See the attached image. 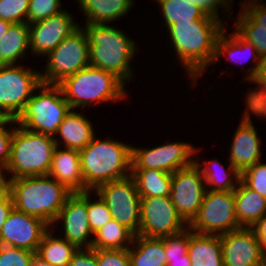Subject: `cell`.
<instances>
[{
  "mask_svg": "<svg viewBox=\"0 0 266 266\" xmlns=\"http://www.w3.org/2000/svg\"><path fill=\"white\" fill-rule=\"evenodd\" d=\"M189 228L193 232L209 235H222L241 228L235 213L234 191L207 190Z\"/></svg>",
  "mask_w": 266,
  "mask_h": 266,
  "instance_id": "30bf717a",
  "label": "cell"
},
{
  "mask_svg": "<svg viewBox=\"0 0 266 266\" xmlns=\"http://www.w3.org/2000/svg\"><path fill=\"white\" fill-rule=\"evenodd\" d=\"M85 114L72 110L65 116L54 137L57 146L82 150L96 136L94 123ZM59 136V137H58Z\"/></svg>",
  "mask_w": 266,
  "mask_h": 266,
  "instance_id": "44dd1931",
  "label": "cell"
},
{
  "mask_svg": "<svg viewBox=\"0 0 266 266\" xmlns=\"http://www.w3.org/2000/svg\"><path fill=\"white\" fill-rule=\"evenodd\" d=\"M226 25L222 19H197L193 22H175L167 27L170 47L192 86L195 87L201 74L204 75L213 65L216 43Z\"/></svg>",
  "mask_w": 266,
  "mask_h": 266,
  "instance_id": "6da1fadb",
  "label": "cell"
},
{
  "mask_svg": "<svg viewBox=\"0 0 266 266\" xmlns=\"http://www.w3.org/2000/svg\"><path fill=\"white\" fill-rule=\"evenodd\" d=\"M219 236L224 266L266 265V253L252 228L241 227Z\"/></svg>",
  "mask_w": 266,
  "mask_h": 266,
  "instance_id": "e0dca14e",
  "label": "cell"
},
{
  "mask_svg": "<svg viewBox=\"0 0 266 266\" xmlns=\"http://www.w3.org/2000/svg\"><path fill=\"white\" fill-rule=\"evenodd\" d=\"M234 197L240 227L251 228L266 214V198L248 188L241 180L234 190Z\"/></svg>",
  "mask_w": 266,
  "mask_h": 266,
  "instance_id": "4316f807",
  "label": "cell"
},
{
  "mask_svg": "<svg viewBox=\"0 0 266 266\" xmlns=\"http://www.w3.org/2000/svg\"><path fill=\"white\" fill-rule=\"evenodd\" d=\"M240 8L257 24L266 29V5L254 0H240Z\"/></svg>",
  "mask_w": 266,
  "mask_h": 266,
  "instance_id": "ee69618b",
  "label": "cell"
},
{
  "mask_svg": "<svg viewBox=\"0 0 266 266\" xmlns=\"http://www.w3.org/2000/svg\"><path fill=\"white\" fill-rule=\"evenodd\" d=\"M13 208V200L9 189L0 193V232L2 226Z\"/></svg>",
  "mask_w": 266,
  "mask_h": 266,
  "instance_id": "bcb514c9",
  "label": "cell"
},
{
  "mask_svg": "<svg viewBox=\"0 0 266 266\" xmlns=\"http://www.w3.org/2000/svg\"><path fill=\"white\" fill-rule=\"evenodd\" d=\"M92 192L93 191L90 190L87 191V217L90 229L94 234L109 220L112 219V214L107 204L102 200L100 196H98V194L93 192L95 194V197L92 198ZM96 197L97 199H95Z\"/></svg>",
  "mask_w": 266,
  "mask_h": 266,
  "instance_id": "836d02e7",
  "label": "cell"
},
{
  "mask_svg": "<svg viewBox=\"0 0 266 266\" xmlns=\"http://www.w3.org/2000/svg\"><path fill=\"white\" fill-rule=\"evenodd\" d=\"M254 1H256V2H258V3H261V4H263V5H266V1H265V0H254Z\"/></svg>",
  "mask_w": 266,
  "mask_h": 266,
  "instance_id": "11a10c76",
  "label": "cell"
},
{
  "mask_svg": "<svg viewBox=\"0 0 266 266\" xmlns=\"http://www.w3.org/2000/svg\"><path fill=\"white\" fill-rule=\"evenodd\" d=\"M27 51L30 52L29 24H12L0 39V65L21 64L29 53Z\"/></svg>",
  "mask_w": 266,
  "mask_h": 266,
  "instance_id": "484cf974",
  "label": "cell"
},
{
  "mask_svg": "<svg viewBox=\"0 0 266 266\" xmlns=\"http://www.w3.org/2000/svg\"><path fill=\"white\" fill-rule=\"evenodd\" d=\"M45 60L41 80L48 84H59L66 77L90 65L89 44L81 25L66 37Z\"/></svg>",
  "mask_w": 266,
  "mask_h": 266,
  "instance_id": "ba28073f",
  "label": "cell"
},
{
  "mask_svg": "<svg viewBox=\"0 0 266 266\" xmlns=\"http://www.w3.org/2000/svg\"><path fill=\"white\" fill-rule=\"evenodd\" d=\"M140 206V236L161 238L189 227L178 214L170 196L140 197Z\"/></svg>",
  "mask_w": 266,
  "mask_h": 266,
  "instance_id": "4fadbf2b",
  "label": "cell"
},
{
  "mask_svg": "<svg viewBox=\"0 0 266 266\" xmlns=\"http://www.w3.org/2000/svg\"><path fill=\"white\" fill-rule=\"evenodd\" d=\"M54 137L15 125L10 158L6 166L8 179L48 175L54 151Z\"/></svg>",
  "mask_w": 266,
  "mask_h": 266,
  "instance_id": "8992f818",
  "label": "cell"
},
{
  "mask_svg": "<svg viewBox=\"0 0 266 266\" xmlns=\"http://www.w3.org/2000/svg\"><path fill=\"white\" fill-rule=\"evenodd\" d=\"M134 234L115 219L109 220L93 235V249H128Z\"/></svg>",
  "mask_w": 266,
  "mask_h": 266,
  "instance_id": "1f68e13d",
  "label": "cell"
},
{
  "mask_svg": "<svg viewBox=\"0 0 266 266\" xmlns=\"http://www.w3.org/2000/svg\"><path fill=\"white\" fill-rule=\"evenodd\" d=\"M15 120L10 119L4 126L0 127V165L6 168L11 151Z\"/></svg>",
  "mask_w": 266,
  "mask_h": 266,
  "instance_id": "7bdbcfd3",
  "label": "cell"
},
{
  "mask_svg": "<svg viewBox=\"0 0 266 266\" xmlns=\"http://www.w3.org/2000/svg\"><path fill=\"white\" fill-rule=\"evenodd\" d=\"M73 16L68 10L64 9L47 19L29 24L30 54L35 57L43 55L46 57L53 51L80 26Z\"/></svg>",
  "mask_w": 266,
  "mask_h": 266,
  "instance_id": "2e32d148",
  "label": "cell"
},
{
  "mask_svg": "<svg viewBox=\"0 0 266 266\" xmlns=\"http://www.w3.org/2000/svg\"><path fill=\"white\" fill-rule=\"evenodd\" d=\"M229 148L228 161L241 174L245 169L261 161L262 151L257 127L245 110L240 118Z\"/></svg>",
  "mask_w": 266,
  "mask_h": 266,
  "instance_id": "d6986e66",
  "label": "cell"
},
{
  "mask_svg": "<svg viewBox=\"0 0 266 266\" xmlns=\"http://www.w3.org/2000/svg\"><path fill=\"white\" fill-rule=\"evenodd\" d=\"M70 111L61 86L42 82L15 122L29 131L55 137L58 127Z\"/></svg>",
  "mask_w": 266,
  "mask_h": 266,
  "instance_id": "52a82bcc",
  "label": "cell"
},
{
  "mask_svg": "<svg viewBox=\"0 0 266 266\" xmlns=\"http://www.w3.org/2000/svg\"><path fill=\"white\" fill-rule=\"evenodd\" d=\"M29 266H51L47 262H45L40 256L36 253L33 255Z\"/></svg>",
  "mask_w": 266,
  "mask_h": 266,
  "instance_id": "f907efd6",
  "label": "cell"
},
{
  "mask_svg": "<svg viewBox=\"0 0 266 266\" xmlns=\"http://www.w3.org/2000/svg\"><path fill=\"white\" fill-rule=\"evenodd\" d=\"M233 22V29L246 41L250 42L263 60L266 58V29L257 25L241 8Z\"/></svg>",
  "mask_w": 266,
  "mask_h": 266,
  "instance_id": "d6a6232c",
  "label": "cell"
},
{
  "mask_svg": "<svg viewBox=\"0 0 266 266\" xmlns=\"http://www.w3.org/2000/svg\"><path fill=\"white\" fill-rule=\"evenodd\" d=\"M187 253L191 266H224L219 235L200 234L189 228Z\"/></svg>",
  "mask_w": 266,
  "mask_h": 266,
  "instance_id": "d4e9b609",
  "label": "cell"
},
{
  "mask_svg": "<svg viewBox=\"0 0 266 266\" xmlns=\"http://www.w3.org/2000/svg\"><path fill=\"white\" fill-rule=\"evenodd\" d=\"M140 197L170 196L172 173L158 169H131Z\"/></svg>",
  "mask_w": 266,
  "mask_h": 266,
  "instance_id": "f1b7e54d",
  "label": "cell"
},
{
  "mask_svg": "<svg viewBox=\"0 0 266 266\" xmlns=\"http://www.w3.org/2000/svg\"><path fill=\"white\" fill-rule=\"evenodd\" d=\"M81 27L88 39L90 65L114 74L125 85L129 84L136 73L131 65L138 50L135 39L110 24L86 23Z\"/></svg>",
  "mask_w": 266,
  "mask_h": 266,
  "instance_id": "7a4b0ae2",
  "label": "cell"
},
{
  "mask_svg": "<svg viewBox=\"0 0 266 266\" xmlns=\"http://www.w3.org/2000/svg\"><path fill=\"white\" fill-rule=\"evenodd\" d=\"M69 266H98L97 249L77 248L72 254Z\"/></svg>",
  "mask_w": 266,
  "mask_h": 266,
  "instance_id": "f6af8a7d",
  "label": "cell"
},
{
  "mask_svg": "<svg viewBox=\"0 0 266 266\" xmlns=\"http://www.w3.org/2000/svg\"><path fill=\"white\" fill-rule=\"evenodd\" d=\"M166 258L181 257L187 254L189 245V227L184 231L163 237Z\"/></svg>",
  "mask_w": 266,
  "mask_h": 266,
  "instance_id": "ab89813d",
  "label": "cell"
},
{
  "mask_svg": "<svg viewBox=\"0 0 266 266\" xmlns=\"http://www.w3.org/2000/svg\"><path fill=\"white\" fill-rule=\"evenodd\" d=\"M253 81H266V58L262 61L259 75Z\"/></svg>",
  "mask_w": 266,
  "mask_h": 266,
  "instance_id": "816d5d0a",
  "label": "cell"
},
{
  "mask_svg": "<svg viewBox=\"0 0 266 266\" xmlns=\"http://www.w3.org/2000/svg\"><path fill=\"white\" fill-rule=\"evenodd\" d=\"M51 227L43 220L18 211H10L0 232V245L37 252L43 235Z\"/></svg>",
  "mask_w": 266,
  "mask_h": 266,
  "instance_id": "ac0fdd59",
  "label": "cell"
},
{
  "mask_svg": "<svg viewBox=\"0 0 266 266\" xmlns=\"http://www.w3.org/2000/svg\"><path fill=\"white\" fill-rule=\"evenodd\" d=\"M166 266H191L188 253L181 255V257L167 258Z\"/></svg>",
  "mask_w": 266,
  "mask_h": 266,
  "instance_id": "c3c4849f",
  "label": "cell"
},
{
  "mask_svg": "<svg viewBox=\"0 0 266 266\" xmlns=\"http://www.w3.org/2000/svg\"><path fill=\"white\" fill-rule=\"evenodd\" d=\"M11 25L12 23L0 19V39L6 34Z\"/></svg>",
  "mask_w": 266,
  "mask_h": 266,
  "instance_id": "f5cc1de1",
  "label": "cell"
},
{
  "mask_svg": "<svg viewBox=\"0 0 266 266\" xmlns=\"http://www.w3.org/2000/svg\"><path fill=\"white\" fill-rule=\"evenodd\" d=\"M240 180L248 188L266 198V163L262 160L245 169Z\"/></svg>",
  "mask_w": 266,
  "mask_h": 266,
  "instance_id": "74e56055",
  "label": "cell"
},
{
  "mask_svg": "<svg viewBox=\"0 0 266 266\" xmlns=\"http://www.w3.org/2000/svg\"><path fill=\"white\" fill-rule=\"evenodd\" d=\"M194 144L168 141L152 148L132 145V169H158L174 173L195 163Z\"/></svg>",
  "mask_w": 266,
  "mask_h": 266,
  "instance_id": "7c38bea8",
  "label": "cell"
},
{
  "mask_svg": "<svg viewBox=\"0 0 266 266\" xmlns=\"http://www.w3.org/2000/svg\"><path fill=\"white\" fill-rule=\"evenodd\" d=\"M5 173L6 169L0 165V193L8 189V176Z\"/></svg>",
  "mask_w": 266,
  "mask_h": 266,
  "instance_id": "681fc988",
  "label": "cell"
},
{
  "mask_svg": "<svg viewBox=\"0 0 266 266\" xmlns=\"http://www.w3.org/2000/svg\"><path fill=\"white\" fill-rule=\"evenodd\" d=\"M48 176L56 179L72 193L84 192L80 152L56 146Z\"/></svg>",
  "mask_w": 266,
  "mask_h": 266,
  "instance_id": "7402d4cb",
  "label": "cell"
},
{
  "mask_svg": "<svg viewBox=\"0 0 266 266\" xmlns=\"http://www.w3.org/2000/svg\"><path fill=\"white\" fill-rule=\"evenodd\" d=\"M256 85L254 89L249 88L245 93L244 109L251 116L258 117L259 119H266V81H252L251 84ZM266 121V120H265Z\"/></svg>",
  "mask_w": 266,
  "mask_h": 266,
  "instance_id": "e575fe53",
  "label": "cell"
},
{
  "mask_svg": "<svg viewBox=\"0 0 266 266\" xmlns=\"http://www.w3.org/2000/svg\"><path fill=\"white\" fill-rule=\"evenodd\" d=\"M80 152L84 192L131 175L132 144L111 137L93 140Z\"/></svg>",
  "mask_w": 266,
  "mask_h": 266,
  "instance_id": "3957f363",
  "label": "cell"
},
{
  "mask_svg": "<svg viewBox=\"0 0 266 266\" xmlns=\"http://www.w3.org/2000/svg\"><path fill=\"white\" fill-rule=\"evenodd\" d=\"M130 266H166L167 258L163 237L134 235L128 248Z\"/></svg>",
  "mask_w": 266,
  "mask_h": 266,
  "instance_id": "83f0119b",
  "label": "cell"
},
{
  "mask_svg": "<svg viewBox=\"0 0 266 266\" xmlns=\"http://www.w3.org/2000/svg\"><path fill=\"white\" fill-rule=\"evenodd\" d=\"M8 189L15 209L43 220L50 227L72 193L48 175L8 179Z\"/></svg>",
  "mask_w": 266,
  "mask_h": 266,
  "instance_id": "277c9868",
  "label": "cell"
},
{
  "mask_svg": "<svg viewBox=\"0 0 266 266\" xmlns=\"http://www.w3.org/2000/svg\"><path fill=\"white\" fill-rule=\"evenodd\" d=\"M94 192L107 204L112 218L138 235L140 228V195L134 178L114 180L97 187Z\"/></svg>",
  "mask_w": 266,
  "mask_h": 266,
  "instance_id": "8fae6325",
  "label": "cell"
},
{
  "mask_svg": "<svg viewBox=\"0 0 266 266\" xmlns=\"http://www.w3.org/2000/svg\"><path fill=\"white\" fill-rule=\"evenodd\" d=\"M42 83L39 70L24 65H0V110L12 120Z\"/></svg>",
  "mask_w": 266,
  "mask_h": 266,
  "instance_id": "9c48e42d",
  "label": "cell"
},
{
  "mask_svg": "<svg viewBox=\"0 0 266 266\" xmlns=\"http://www.w3.org/2000/svg\"><path fill=\"white\" fill-rule=\"evenodd\" d=\"M35 253L14 246L0 245V266H29Z\"/></svg>",
  "mask_w": 266,
  "mask_h": 266,
  "instance_id": "f35d334b",
  "label": "cell"
},
{
  "mask_svg": "<svg viewBox=\"0 0 266 266\" xmlns=\"http://www.w3.org/2000/svg\"><path fill=\"white\" fill-rule=\"evenodd\" d=\"M76 249L74 244L56 236L53 228H50L43 235L36 254L51 266H69L72 254Z\"/></svg>",
  "mask_w": 266,
  "mask_h": 266,
  "instance_id": "f546056e",
  "label": "cell"
},
{
  "mask_svg": "<svg viewBox=\"0 0 266 266\" xmlns=\"http://www.w3.org/2000/svg\"><path fill=\"white\" fill-rule=\"evenodd\" d=\"M251 228L254 230L263 251L266 253V214L263 215Z\"/></svg>",
  "mask_w": 266,
  "mask_h": 266,
  "instance_id": "7dc6e473",
  "label": "cell"
},
{
  "mask_svg": "<svg viewBox=\"0 0 266 266\" xmlns=\"http://www.w3.org/2000/svg\"><path fill=\"white\" fill-rule=\"evenodd\" d=\"M197 147L195 148V165L201 170L205 186L210 191H234L241 179V174L230 163L227 168L218 159L204 160L201 163ZM197 156V157H196ZM198 159V160H197Z\"/></svg>",
  "mask_w": 266,
  "mask_h": 266,
  "instance_id": "cb8c5ba5",
  "label": "cell"
},
{
  "mask_svg": "<svg viewBox=\"0 0 266 266\" xmlns=\"http://www.w3.org/2000/svg\"><path fill=\"white\" fill-rule=\"evenodd\" d=\"M81 13L86 17L85 23L113 24L134 6L135 0H76Z\"/></svg>",
  "mask_w": 266,
  "mask_h": 266,
  "instance_id": "603a6c76",
  "label": "cell"
},
{
  "mask_svg": "<svg viewBox=\"0 0 266 266\" xmlns=\"http://www.w3.org/2000/svg\"><path fill=\"white\" fill-rule=\"evenodd\" d=\"M190 3H195L206 14L220 18V14L225 16L222 19L227 23L232 14L233 0H188ZM219 8L221 10H219ZM220 11V14H219ZM226 17V18H225Z\"/></svg>",
  "mask_w": 266,
  "mask_h": 266,
  "instance_id": "60d3db41",
  "label": "cell"
},
{
  "mask_svg": "<svg viewBox=\"0 0 266 266\" xmlns=\"http://www.w3.org/2000/svg\"><path fill=\"white\" fill-rule=\"evenodd\" d=\"M60 0H29L27 23L31 24L47 19L54 14L61 12Z\"/></svg>",
  "mask_w": 266,
  "mask_h": 266,
  "instance_id": "8d00e7d4",
  "label": "cell"
},
{
  "mask_svg": "<svg viewBox=\"0 0 266 266\" xmlns=\"http://www.w3.org/2000/svg\"><path fill=\"white\" fill-rule=\"evenodd\" d=\"M206 191L201 170L195 164L172 173L170 197L188 225L197 216Z\"/></svg>",
  "mask_w": 266,
  "mask_h": 266,
  "instance_id": "5bb4252c",
  "label": "cell"
},
{
  "mask_svg": "<svg viewBox=\"0 0 266 266\" xmlns=\"http://www.w3.org/2000/svg\"><path fill=\"white\" fill-rule=\"evenodd\" d=\"M98 266H130L128 249H97Z\"/></svg>",
  "mask_w": 266,
  "mask_h": 266,
  "instance_id": "b9f144b4",
  "label": "cell"
},
{
  "mask_svg": "<svg viewBox=\"0 0 266 266\" xmlns=\"http://www.w3.org/2000/svg\"><path fill=\"white\" fill-rule=\"evenodd\" d=\"M10 119L0 110V127L4 126Z\"/></svg>",
  "mask_w": 266,
  "mask_h": 266,
  "instance_id": "db71d44e",
  "label": "cell"
},
{
  "mask_svg": "<svg viewBox=\"0 0 266 266\" xmlns=\"http://www.w3.org/2000/svg\"><path fill=\"white\" fill-rule=\"evenodd\" d=\"M226 27L227 26H225L224 31L219 35L217 40L213 65H215L222 56H225L224 58L227 61L229 60V62L231 61V63L233 62L239 65L246 62L248 63V61L252 59L251 62L255 63L254 66H249L246 70L248 74L247 72L244 74V76L246 75L244 81L251 83L259 75L263 60L258 55L256 48L250 42L244 40L234 29L229 34Z\"/></svg>",
  "mask_w": 266,
  "mask_h": 266,
  "instance_id": "ffe728a7",
  "label": "cell"
},
{
  "mask_svg": "<svg viewBox=\"0 0 266 266\" xmlns=\"http://www.w3.org/2000/svg\"><path fill=\"white\" fill-rule=\"evenodd\" d=\"M63 95L72 110L91 105L126 100V85L114 74L91 65L66 77L61 83Z\"/></svg>",
  "mask_w": 266,
  "mask_h": 266,
  "instance_id": "5b68a950",
  "label": "cell"
},
{
  "mask_svg": "<svg viewBox=\"0 0 266 266\" xmlns=\"http://www.w3.org/2000/svg\"><path fill=\"white\" fill-rule=\"evenodd\" d=\"M155 1V0H154ZM161 8L163 27L167 28L175 22H193L197 19H221L206 14L195 3L188 0H156Z\"/></svg>",
  "mask_w": 266,
  "mask_h": 266,
  "instance_id": "4dcf8cb0",
  "label": "cell"
},
{
  "mask_svg": "<svg viewBox=\"0 0 266 266\" xmlns=\"http://www.w3.org/2000/svg\"><path fill=\"white\" fill-rule=\"evenodd\" d=\"M29 0H0V19L12 24L27 23Z\"/></svg>",
  "mask_w": 266,
  "mask_h": 266,
  "instance_id": "d590c367",
  "label": "cell"
},
{
  "mask_svg": "<svg viewBox=\"0 0 266 266\" xmlns=\"http://www.w3.org/2000/svg\"><path fill=\"white\" fill-rule=\"evenodd\" d=\"M58 224L61 226L60 232H62V235L58 236H63L62 238L74 244L77 248L92 247L94 234L90 229L87 217V191L74 192L67 197L51 227L54 228L53 230L56 233L55 228Z\"/></svg>",
  "mask_w": 266,
  "mask_h": 266,
  "instance_id": "9a60e30c",
  "label": "cell"
}]
</instances>
